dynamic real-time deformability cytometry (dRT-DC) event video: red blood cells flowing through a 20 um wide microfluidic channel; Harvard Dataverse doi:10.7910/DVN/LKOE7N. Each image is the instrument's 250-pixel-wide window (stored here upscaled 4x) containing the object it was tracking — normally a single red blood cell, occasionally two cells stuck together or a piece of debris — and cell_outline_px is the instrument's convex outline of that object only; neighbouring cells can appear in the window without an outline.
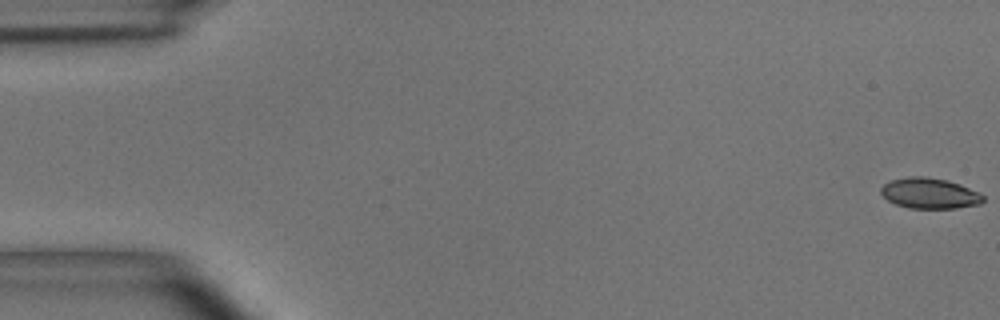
{"species": "common noctule bat (a hibernating species)", "species_latin": "Nyctalus noctula", "temperature_condition": "room temperature", "stored_images_in_passage": 55, "camera_frame_rate_fps": 3000, "um_per_image_px": 0.085, "animal": {"sex": "male", "body_mass_g": 15.6}, "frame": {"image": 1, "passage_image": 1, "time_ms": 0.0, "image_size_px": [1000, 320], "cell_outline_px": [[984, 200], [980, 204], [956, 208], [908, 208], [896, 204], [888, 200], [880, 192], [880, 188], [888, 180], [908, 176], [924, 176], [948, 180], [960, 184], [984, 196]], "centroid_in_image_um": [78.98, 16.42], "position_along_channel_um": 6.0, "area_um2": 18.26}}
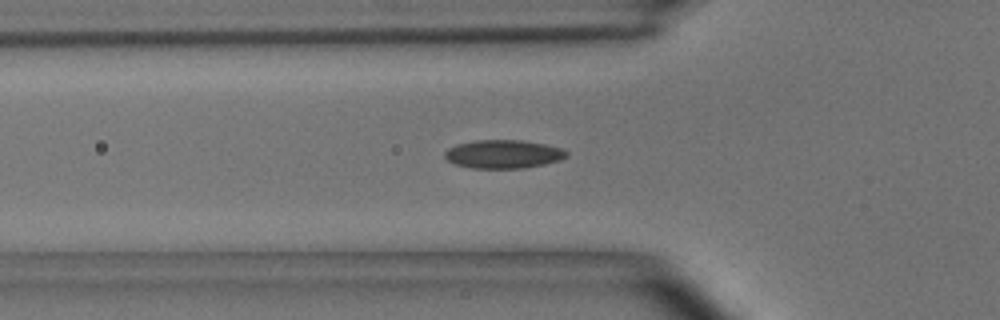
{"frame": {"image": 2, "passage_image": 19, "time_ms": 6.0, "image_size_px": [1000, 320], "cell_outline_px": [[568, 156], [560, 160], [544, 164], [524, 168], [472, 168], [456, 164], [448, 160], [444, 156], [444, 152], [448, 148], [456, 144], [476, 140], [520, 140], [544, 144], [560, 148], [568, 152]], "centroid_in_image_um": [42.77, 13.1], "position_along_channel_um": 83.0, "area_um2": 20.11}}
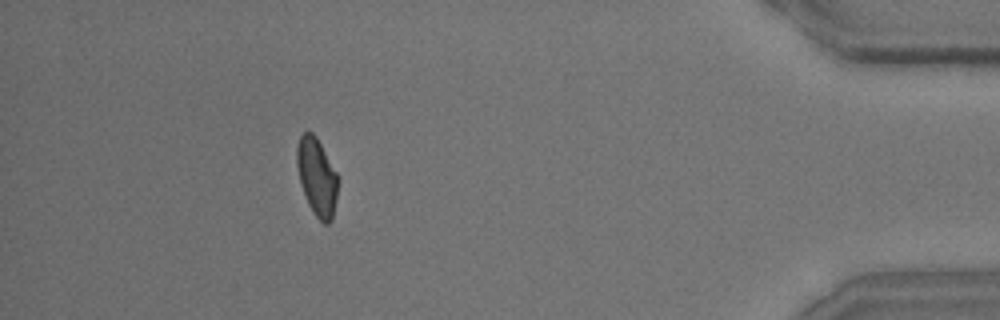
{"frame": {"image": 3, "passage_image": 50, "time_ms": 16.333, "image_size_px": [1000, 320], "cell_outline_px": [[336, 200], [332, 220], [328, 224], [324, 224], [312, 212], [308, 204], [300, 184], [296, 164], [296, 148], [300, 136], [304, 132], [312, 132], [316, 136], [336, 172]], "centroid_in_image_um": [26.9, 15.04], "position_along_channel_um": 408.3, "area_um2": 18.38}, "authors_computed_cell_mechanics": {"area_um2": 18.9584, "velocity_mm_per_s": 3.6597, "shape_relaxation_time_tau1_ms": 4.8164, "shape_relaxation_time_tau2_ms": 2.4887, "deformation_change_tau1": 0.1302, "deformation_change_tau2": 0.0677}}